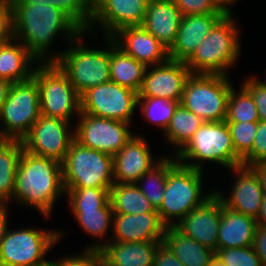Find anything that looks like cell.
Returning a JSON list of instances; mask_svg holds the SVG:
<instances>
[{
	"label": "cell",
	"instance_id": "12",
	"mask_svg": "<svg viewBox=\"0 0 266 266\" xmlns=\"http://www.w3.org/2000/svg\"><path fill=\"white\" fill-rule=\"evenodd\" d=\"M132 126L124 121L80 113L74 123V139L83 146L114 156L137 133L135 124Z\"/></svg>",
	"mask_w": 266,
	"mask_h": 266
},
{
	"label": "cell",
	"instance_id": "49",
	"mask_svg": "<svg viewBox=\"0 0 266 266\" xmlns=\"http://www.w3.org/2000/svg\"><path fill=\"white\" fill-rule=\"evenodd\" d=\"M260 179L261 187L266 194V162H260L251 166Z\"/></svg>",
	"mask_w": 266,
	"mask_h": 266
},
{
	"label": "cell",
	"instance_id": "29",
	"mask_svg": "<svg viewBox=\"0 0 266 266\" xmlns=\"http://www.w3.org/2000/svg\"><path fill=\"white\" fill-rule=\"evenodd\" d=\"M147 67L124 53L110 37V79L112 82L140 92Z\"/></svg>",
	"mask_w": 266,
	"mask_h": 266
},
{
	"label": "cell",
	"instance_id": "51",
	"mask_svg": "<svg viewBox=\"0 0 266 266\" xmlns=\"http://www.w3.org/2000/svg\"><path fill=\"white\" fill-rule=\"evenodd\" d=\"M256 221L257 225L266 227V194H264L263 196V200Z\"/></svg>",
	"mask_w": 266,
	"mask_h": 266
},
{
	"label": "cell",
	"instance_id": "41",
	"mask_svg": "<svg viewBox=\"0 0 266 266\" xmlns=\"http://www.w3.org/2000/svg\"><path fill=\"white\" fill-rule=\"evenodd\" d=\"M266 162V121L257 122V131L252 150L242 159V165L252 166Z\"/></svg>",
	"mask_w": 266,
	"mask_h": 266
},
{
	"label": "cell",
	"instance_id": "54",
	"mask_svg": "<svg viewBox=\"0 0 266 266\" xmlns=\"http://www.w3.org/2000/svg\"><path fill=\"white\" fill-rule=\"evenodd\" d=\"M253 74L259 79V81H261L264 85H266V74L264 75V77H265V78H263L264 80L262 78L261 79L259 78V76H260V75H258L259 73H257V74L253 73Z\"/></svg>",
	"mask_w": 266,
	"mask_h": 266
},
{
	"label": "cell",
	"instance_id": "26",
	"mask_svg": "<svg viewBox=\"0 0 266 266\" xmlns=\"http://www.w3.org/2000/svg\"><path fill=\"white\" fill-rule=\"evenodd\" d=\"M39 63L16 39L0 43V78L11 83L27 81L33 77L34 69Z\"/></svg>",
	"mask_w": 266,
	"mask_h": 266
},
{
	"label": "cell",
	"instance_id": "31",
	"mask_svg": "<svg viewBox=\"0 0 266 266\" xmlns=\"http://www.w3.org/2000/svg\"><path fill=\"white\" fill-rule=\"evenodd\" d=\"M23 149L22 140L0 139V201L3 204L12 200Z\"/></svg>",
	"mask_w": 266,
	"mask_h": 266
},
{
	"label": "cell",
	"instance_id": "40",
	"mask_svg": "<svg viewBox=\"0 0 266 266\" xmlns=\"http://www.w3.org/2000/svg\"><path fill=\"white\" fill-rule=\"evenodd\" d=\"M239 82L251 93L254 98L260 121H266V85L252 73L243 75ZM247 76V77H246Z\"/></svg>",
	"mask_w": 266,
	"mask_h": 266
},
{
	"label": "cell",
	"instance_id": "34",
	"mask_svg": "<svg viewBox=\"0 0 266 266\" xmlns=\"http://www.w3.org/2000/svg\"><path fill=\"white\" fill-rule=\"evenodd\" d=\"M181 101H173L168 98L138 97L137 110L143 118V122L150 123L163 134L170 124L171 118Z\"/></svg>",
	"mask_w": 266,
	"mask_h": 266
},
{
	"label": "cell",
	"instance_id": "53",
	"mask_svg": "<svg viewBox=\"0 0 266 266\" xmlns=\"http://www.w3.org/2000/svg\"><path fill=\"white\" fill-rule=\"evenodd\" d=\"M31 266H55V257L52 256V258L48 259L44 263H40L37 265H31Z\"/></svg>",
	"mask_w": 266,
	"mask_h": 266
},
{
	"label": "cell",
	"instance_id": "21",
	"mask_svg": "<svg viewBox=\"0 0 266 266\" xmlns=\"http://www.w3.org/2000/svg\"><path fill=\"white\" fill-rule=\"evenodd\" d=\"M166 226L158 212L113 214V242L163 241Z\"/></svg>",
	"mask_w": 266,
	"mask_h": 266
},
{
	"label": "cell",
	"instance_id": "13",
	"mask_svg": "<svg viewBox=\"0 0 266 266\" xmlns=\"http://www.w3.org/2000/svg\"><path fill=\"white\" fill-rule=\"evenodd\" d=\"M137 99L138 92L109 81L89 88L80 96L81 113L134 124Z\"/></svg>",
	"mask_w": 266,
	"mask_h": 266
},
{
	"label": "cell",
	"instance_id": "1",
	"mask_svg": "<svg viewBox=\"0 0 266 266\" xmlns=\"http://www.w3.org/2000/svg\"><path fill=\"white\" fill-rule=\"evenodd\" d=\"M11 2L14 39L21 42L40 62H54L64 48L82 32L67 15L54 6L28 4L24 0ZM56 41H63L64 48L58 50Z\"/></svg>",
	"mask_w": 266,
	"mask_h": 266
},
{
	"label": "cell",
	"instance_id": "55",
	"mask_svg": "<svg viewBox=\"0 0 266 266\" xmlns=\"http://www.w3.org/2000/svg\"><path fill=\"white\" fill-rule=\"evenodd\" d=\"M98 266H109L98 256Z\"/></svg>",
	"mask_w": 266,
	"mask_h": 266
},
{
	"label": "cell",
	"instance_id": "43",
	"mask_svg": "<svg viewBox=\"0 0 266 266\" xmlns=\"http://www.w3.org/2000/svg\"><path fill=\"white\" fill-rule=\"evenodd\" d=\"M55 266H98L97 253L76 252L55 258Z\"/></svg>",
	"mask_w": 266,
	"mask_h": 266
},
{
	"label": "cell",
	"instance_id": "37",
	"mask_svg": "<svg viewBox=\"0 0 266 266\" xmlns=\"http://www.w3.org/2000/svg\"><path fill=\"white\" fill-rule=\"evenodd\" d=\"M28 4H45L59 9L82 31H88L93 11L91 0H24Z\"/></svg>",
	"mask_w": 266,
	"mask_h": 266
},
{
	"label": "cell",
	"instance_id": "15",
	"mask_svg": "<svg viewBox=\"0 0 266 266\" xmlns=\"http://www.w3.org/2000/svg\"><path fill=\"white\" fill-rule=\"evenodd\" d=\"M73 140V123L40 114L22 143L25 151L62 163Z\"/></svg>",
	"mask_w": 266,
	"mask_h": 266
},
{
	"label": "cell",
	"instance_id": "8",
	"mask_svg": "<svg viewBox=\"0 0 266 266\" xmlns=\"http://www.w3.org/2000/svg\"><path fill=\"white\" fill-rule=\"evenodd\" d=\"M33 78L39 86L40 114L74 124L80 116V95L55 62H40Z\"/></svg>",
	"mask_w": 266,
	"mask_h": 266
},
{
	"label": "cell",
	"instance_id": "7",
	"mask_svg": "<svg viewBox=\"0 0 266 266\" xmlns=\"http://www.w3.org/2000/svg\"><path fill=\"white\" fill-rule=\"evenodd\" d=\"M14 229H13V228ZM22 226L13 224L0 242V266H31L44 263L49 259V252L57 247L67 232L64 228Z\"/></svg>",
	"mask_w": 266,
	"mask_h": 266
},
{
	"label": "cell",
	"instance_id": "6",
	"mask_svg": "<svg viewBox=\"0 0 266 266\" xmlns=\"http://www.w3.org/2000/svg\"><path fill=\"white\" fill-rule=\"evenodd\" d=\"M204 172L208 175L206 171L178 162L167 172L163 202L157 209L160 220L166 227L175 226L214 194V181H211L212 186L208 184L209 187L207 183L210 178L207 182Z\"/></svg>",
	"mask_w": 266,
	"mask_h": 266
},
{
	"label": "cell",
	"instance_id": "2",
	"mask_svg": "<svg viewBox=\"0 0 266 266\" xmlns=\"http://www.w3.org/2000/svg\"><path fill=\"white\" fill-rule=\"evenodd\" d=\"M65 198L62 163L36 156L23 149L18 164L11 207L16 205L39 214L42 220L52 219L58 202ZM56 206V207H55ZM47 218V219H46Z\"/></svg>",
	"mask_w": 266,
	"mask_h": 266
},
{
	"label": "cell",
	"instance_id": "16",
	"mask_svg": "<svg viewBox=\"0 0 266 266\" xmlns=\"http://www.w3.org/2000/svg\"><path fill=\"white\" fill-rule=\"evenodd\" d=\"M91 1L93 11L87 32L108 37L120 28L142 25L148 4L146 0Z\"/></svg>",
	"mask_w": 266,
	"mask_h": 266
},
{
	"label": "cell",
	"instance_id": "33",
	"mask_svg": "<svg viewBox=\"0 0 266 266\" xmlns=\"http://www.w3.org/2000/svg\"><path fill=\"white\" fill-rule=\"evenodd\" d=\"M177 163L175 156L164 157L135 183L157 210L163 202L167 172Z\"/></svg>",
	"mask_w": 266,
	"mask_h": 266
},
{
	"label": "cell",
	"instance_id": "44",
	"mask_svg": "<svg viewBox=\"0 0 266 266\" xmlns=\"http://www.w3.org/2000/svg\"><path fill=\"white\" fill-rule=\"evenodd\" d=\"M14 38L13 7L11 0L0 1V43Z\"/></svg>",
	"mask_w": 266,
	"mask_h": 266
},
{
	"label": "cell",
	"instance_id": "32",
	"mask_svg": "<svg viewBox=\"0 0 266 266\" xmlns=\"http://www.w3.org/2000/svg\"><path fill=\"white\" fill-rule=\"evenodd\" d=\"M115 214H142L157 212L135 183H115L109 197Z\"/></svg>",
	"mask_w": 266,
	"mask_h": 266
},
{
	"label": "cell",
	"instance_id": "19",
	"mask_svg": "<svg viewBox=\"0 0 266 266\" xmlns=\"http://www.w3.org/2000/svg\"><path fill=\"white\" fill-rule=\"evenodd\" d=\"M221 211L222 202L213 194L201 206L187 214L174 227L183 235L216 251Z\"/></svg>",
	"mask_w": 266,
	"mask_h": 266
},
{
	"label": "cell",
	"instance_id": "18",
	"mask_svg": "<svg viewBox=\"0 0 266 266\" xmlns=\"http://www.w3.org/2000/svg\"><path fill=\"white\" fill-rule=\"evenodd\" d=\"M191 74L185 62L171 59L159 65L149 66L145 71L138 97H160L181 101L185 83Z\"/></svg>",
	"mask_w": 266,
	"mask_h": 266
},
{
	"label": "cell",
	"instance_id": "9",
	"mask_svg": "<svg viewBox=\"0 0 266 266\" xmlns=\"http://www.w3.org/2000/svg\"><path fill=\"white\" fill-rule=\"evenodd\" d=\"M232 80L227 75L192 73L180 103L205 122L225 121L228 97L234 86Z\"/></svg>",
	"mask_w": 266,
	"mask_h": 266
},
{
	"label": "cell",
	"instance_id": "22",
	"mask_svg": "<svg viewBox=\"0 0 266 266\" xmlns=\"http://www.w3.org/2000/svg\"><path fill=\"white\" fill-rule=\"evenodd\" d=\"M224 14H195L181 17L176 41L168 50L169 59L186 62L200 42Z\"/></svg>",
	"mask_w": 266,
	"mask_h": 266
},
{
	"label": "cell",
	"instance_id": "3",
	"mask_svg": "<svg viewBox=\"0 0 266 266\" xmlns=\"http://www.w3.org/2000/svg\"><path fill=\"white\" fill-rule=\"evenodd\" d=\"M88 36L92 40L90 42L102 39V41L104 40L103 44L99 46L95 42L90 45ZM54 62L67 75L69 82L81 96L89 88L111 81L110 37L97 36L90 32L82 31L64 48Z\"/></svg>",
	"mask_w": 266,
	"mask_h": 266
},
{
	"label": "cell",
	"instance_id": "28",
	"mask_svg": "<svg viewBox=\"0 0 266 266\" xmlns=\"http://www.w3.org/2000/svg\"><path fill=\"white\" fill-rule=\"evenodd\" d=\"M163 242L184 266H209L215 251L183 235L174 226L166 227Z\"/></svg>",
	"mask_w": 266,
	"mask_h": 266
},
{
	"label": "cell",
	"instance_id": "48",
	"mask_svg": "<svg viewBox=\"0 0 266 266\" xmlns=\"http://www.w3.org/2000/svg\"><path fill=\"white\" fill-rule=\"evenodd\" d=\"M216 8L224 15H235L232 8L237 6V3H241L243 0H212ZM234 6V7H233Z\"/></svg>",
	"mask_w": 266,
	"mask_h": 266
},
{
	"label": "cell",
	"instance_id": "39",
	"mask_svg": "<svg viewBox=\"0 0 266 266\" xmlns=\"http://www.w3.org/2000/svg\"><path fill=\"white\" fill-rule=\"evenodd\" d=\"M215 255L226 266H262L253 246L218 249Z\"/></svg>",
	"mask_w": 266,
	"mask_h": 266
},
{
	"label": "cell",
	"instance_id": "11",
	"mask_svg": "<svg viewBox=\"0 0 266 266\" xmlns=\"http://www.w3.org/2000/svg\"><path fill=\"white\" fill-rule=\"evenodd\" d=\"M39 86L32 77L12 83L0 112V139L22 140L40 117Z\"/></svg>",
	"mask_w": 266,
	"mask_h": 266
},
{
	"label": "cell",
	"instance_id": "25",
	"mask_svg": "<svg viewBox=\"0 0 266 266\" xmlns=\"http://www.w3.org/2000/svg\"><path fill=\"white\" fill-rule=\"evenodd\" d=\"M162 242L110 241L97 252V255L109 266H153L157 247Z\"/></svg>",
	"mask_w": 266,
	"mask_h": 266
},
{
	"label": "cell",
	"instance_id": "27",
	"mask_svg": "<svg viewBox=\"0 0 266 266\" xmlns=\"http://www.w3.org/2000/svg\"><path fill=\"white\" fill-rule=\"evenodd\" d=\"M256 227V219L222 204L217 250L253 246Z\"/></svg>",
	"mask_w": 266,
	"mask_h": 266
},
{
	"label": "cell",
	"instance_id": "24",
	"mask_svg": "<svg viewBox=\"0 0 266 266\" xmlns=\"http://www.w3.org/2000/svg\"><path fill=\"white\" fill-rule=\"evenodd\" d=\"M181 17L173 0H152L142 26L169 50L176 41Z\"/></svg>",
	"mask_w": 266,
	"mask_h": 266
},
{
	"label": "cell",
	"instance_id": "14",
	"mask_svg": "<svg viewBox=\"0 0 266 266\" xmlns=\"http://www.w3.org/2000/svg\"><path fill=\"white\" fill-rule=\"evenodd\" d=\"M231 182L218 186L214 182V194L220 199L222 204L238 213L257 219L264 192L260 179L251 166L239 165L223 171ZM232 176V177H231ZM215 184H218L217 186ZM229 184V185H228ZM228 185V186H227ZM227 187V188H226ZM229 188V189H228ZM225 189V190H224ZM228 190V191H226Z\"/></svg>",
	"mask_w": 266,
	"mask_h": 266
},
{
	"label": "cell",
	"instance_id": "45",
	"mask_svg": "<svg viewBox=\"0 0 266 266\" xmlns=\"http://www.w3.org/2000/svg\"><path fill=\"white\" fill-rule=\"evenodd\" d=\"M153 266H184L170 248L162 242L156 250Z\"/></svg>",
	"mask_w": 266,
	"mask_h": 266
},
{
	"label": "cell",
	"instance_id": "20",
	"mask_svg": "<svg viewBox=\"0 0 266 266\" xmlns=\"http://www.w3.org/2000/svg\"><path fill=\"white\" fill-rule=\"evenodd\" d=\"M117 47L146 67L169 59L168 49L142 25L126 26L110 36Z\"/></svg>",
	"mask_w": 266,
	"mask_h": 266
},
{
	"label": "cell",
	"instance_id": "17",
	"mask_svg": "<svg viewBox=\"0 0 266 266\" xmlns=\"http://www.w3.org/2000/svg\"><path fill=\"white\" fill-rule=\"evenodd\" d=\"M137 132L113 156V178L115 183H136L144 173L155 166L164 155H167L165 152L154 154V150L150 146L151 142L147 140L146 135L143 132Z\"/></svg>",
	"mask_w": 266,
	"mask_h": 266
},
{
	"label": "cell",
	"instance_id": "10",
	"mask_svg": "<svg viewBox=\"0 0 266 266\" xmlns=\"http://www.w3.org/2000/svg\"><path fill=\"white\" fill-rule=\"evenodd\" d=\"M62 176L64 188H111L113 156L74 139L62 162Z\"/></svg>",
	"mask_w": 266,
	"mask_h": 266
},
{
	"label": "cell",
	"instance_id": "46",
	"mask_svg": "<svg viewBox=\"0 0 266 266\" xmlns=\"http://www.w3.org/2000/svg\"><path fill=\"white\" fill-rule=\"evenodd\" d=\"M253 248L262 266H266V227L257 225L253 239Z\"/></svg>",
	"mask_w": 266,
	"mask_h": 266
},
{
	"label": "cell",
	"instance_id": "47",
	"mask_svg": "<svg viewBox=\"0 0 266 266\" xmlns=\"http://www.w3.org/2000/svg\"><path fill=\"white\" fill-rule=\"evenodd\" d=\"M11 210H13V208L11 209L9 204L0 205V242L10 227Z\"/></svg>",
	"mask_w": 266,
	"mask_h": 266
},
{
	"label": "cell",
	"instance_id": "38",
	"mask_svg": "<svg viewBox=\"0 0 266 266\" xmlns=\"http://www.w3.org/2000/svg\"><path fill=\"white\" fill-rule=\"evenodd\" d=\"M236 154L243 159L253 148L257 122L227 123Z\"/></svg>",
	"mask_w": 266,
	"mask_h": 266
},
{
	"label": "cell",
	"instance_id": "42",
	"mask_svg": "<svg viewBox=\"0 0 266 266\" xmlns=\"http://www.w3.org/2000/svg\"><path fill=\"white\" fill-rule=\"evenodd\" d=\"M182 16L195 14H223L212 0H173Z\"/></svg>",
	"mask_w": 266,
	"mask_h": 266
},
{
	"label": "cell",
	"instance_id": "4",
	"mask_svg": "<svg viewBox=\"0 0 266 266\" xmlns=\"http://www.w3.org/2000/svg\"><path fill=\"white\" fill-rule=\"evenodd\" d=\"M236 15H224L185 62L193 74L230 76L242 56V25ZM241 38V39H240Z\"/></svg>",
	"mask_w": 266,
	"mask_h": 266
},
{
	"label": "cell",
	"instance_id": "36",
	"mask_svg": "<svg viewBox=\"0 0 266 266\" xmlns=\"http://www.w3.org/2000/svg\"><path fill=\"white\" fill-rule=\"evenodd\" d=\"M68 210L101 209L110 197V188H64Z\"/></svg>",
	"mask_w": 266,
	"mask_h": 266
},
{
	"label": "cell",
	"instance_id": "52",
	"mask_svg": "<svg viewBox=\"0 0 266 266\" xmlns=\"http://www.w3.org/2000/svg\"><path fill=\"white\" fill-rule=\"evenodd\" d=\"M209 266H226L216 255L211 259Z\"/></svg>",
	"mask_w": 266,
	"mask_h": 266
},
{
	"label": "cell",
	"instance_id": "23",
	"mask_svg": "<svg viewBox=\"0 0 266 266\" xmlns=\"http://www.w3.org/2000/svg\"><path fill=\"white\" fill-rule=\"evenodd\" d=\"M82 233L91 240L78 252L97 253L110 242L113 225V210L110 200L101 209L68 210ZM93 240V241H92Z\"/></svg>",
	"mask_w": 266,
	"mask_h": 266
},
{
	"label": "cell",
	"instance_id": "50",
	"mask_svg": "<svg viewBox=\"0 0 266 266\" xmlns=\"http://www.w3.org/2000/svg\"><path fill=\"white\" fill-rule=\"evenodd\" d=\"M11 85L12 83L10 81L0 78V112L2 109V105L7 99Z\"/></svg>",
	"mask_w": 266,
	"mask_h": 266
},
{
	"label": "cell",
	"instance_id": "30",
	"mask_svg": "<svg viewBox=\"0 0 266 266\" xmlns=\"http://www.w3.org/2000/svg\"><path fill=\"white\" fill-rule=\"evenodd\" d=\"M201 118L186 109L181 103L176 108L170 124L163 133L164 145L170 146L167 155L175 156L192 138L197 129L204 123ZM168 143V144H167Z\"/></svg>",
	"mask_w": 266,
	"mask_h": 266
},
{
	"label": "cell",
	"instance_id": "5",
	"mask_svg": "<svg viewBox=\"0 0 266 266\" xmlns=\"http://www.w3.org/2000/svg\"><path fill=\"white\" fill-rule=\"evenodd\" d=\"M175 159L178 163L190 168L209 173L213 170V175L217 168L228 170L242 165V159L235 152L226 121L204 122L175 155ZM208 165L210 168L207 169ZM213 166L216 169H213Z\"/></svg>",
	"mask_w": 266,
	"mask_h": 266
},
{
	"label": "cell",
	"instance_id": "35",
	"mask_svg": "<svg viewBox=\"0 0 266 266\" xmlns=\"http://www.w3.org/2000/svg\"><path fill=\"white\" fill-rule=\"evenodd\" d=\"M231 88L227 102V123L258 122L257 107L251 93L240 83Z\"/></svg>",
	"mask_w": 266,
	"mask_h": 266
}]
</instances>
